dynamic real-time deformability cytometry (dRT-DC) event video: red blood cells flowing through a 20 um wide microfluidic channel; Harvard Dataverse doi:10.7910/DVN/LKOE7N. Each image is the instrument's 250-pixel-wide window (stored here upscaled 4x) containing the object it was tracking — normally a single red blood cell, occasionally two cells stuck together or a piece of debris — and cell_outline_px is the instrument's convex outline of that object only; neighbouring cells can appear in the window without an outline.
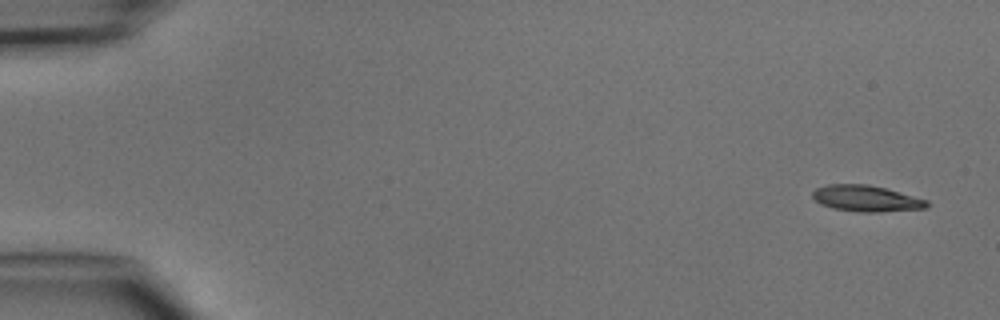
{"species": "common noctule bat (a hibernating species)", "species_latin": "Nyctalus noctula", "temperature_condition": "cold", "stored_images_in_passage": 6, "camera_frame_rate_fps": 3000, "um_per_image_px": 0.085, "animal": {"sex": "male", "body_mass_g": 15.6}, "frame": {"image": 1, "passage_image": 1, "time_ms": 0.0, "image_size_px": [1000, 320], "cell_outline_px": [[928, 208], [876, 212], [860, 212], [832, 208], [820, 204], [812, 196], [812, 192], [816, 188], [828, 184], [868, 184], [884, 188], [928, 200]], "centroid_in_image_um": [73.61, 16.87], "position_along_channel_um": 11.4, "area_um2": 17.34}}
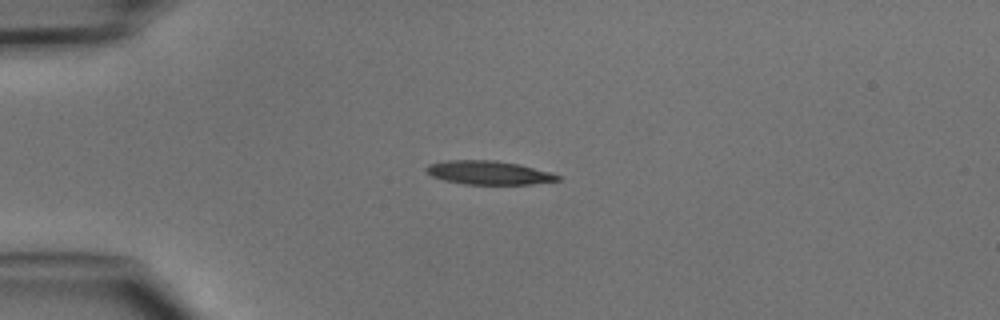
{"frame": {"image": 2, "passage_image": 3, "time_ms": 3.333, "image_size_px": [1000, 320], "cell_outline_px": [[560, 180], [532, 184], [464, 184], [444, 180], [432, 176], [424, 172], [424, 168], [428, 164], [444, 160], [496, 160], [520, 164], [552, 172], [560, 176]], "centroid_in_image_um": [41.51, 14.67], "position_along_channel_um": 43.5, "area_um2": 18.38}}
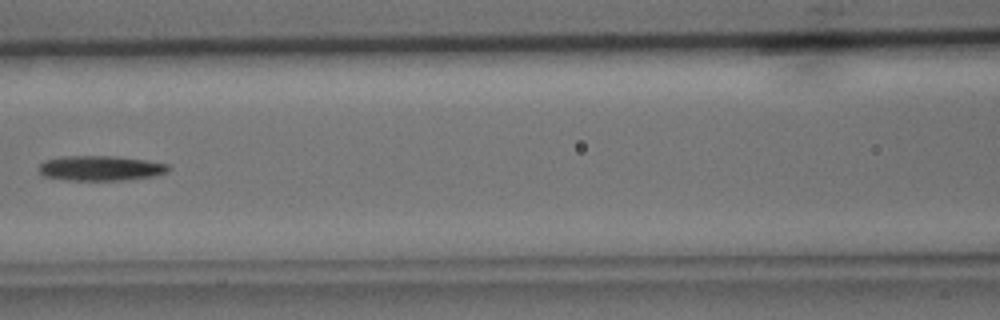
{"frame": {"image": 3, "passage_image": 6, "time_ms": 6.667, "image_size_px": [1000, 320], "cell_outline_px": [[168, 172], [156, 176], [120, 180], [64, 180], [44, 176], [36, 168], [44, 160], [60, 156], [116, 156], [144, 160], [168, 164]], "centroid_in_image_um": [8.49, 14.29], "position_along_channel_um": 158.1, "area_um2": 18.96}}